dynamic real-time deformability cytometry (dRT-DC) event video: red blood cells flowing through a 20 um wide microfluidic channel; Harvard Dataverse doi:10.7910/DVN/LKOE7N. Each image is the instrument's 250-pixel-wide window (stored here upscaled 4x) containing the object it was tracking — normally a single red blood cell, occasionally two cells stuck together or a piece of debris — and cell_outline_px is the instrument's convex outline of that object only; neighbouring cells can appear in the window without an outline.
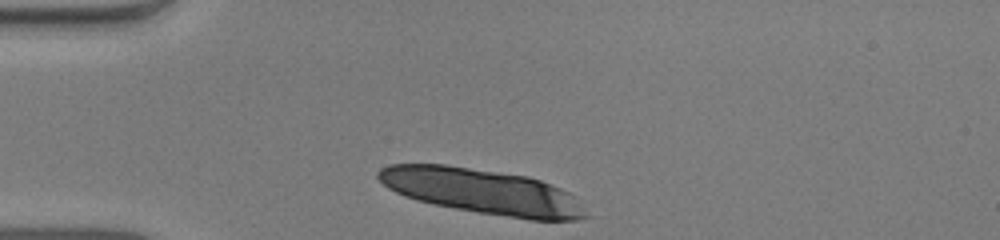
{"species": "human", "species_latin": "Homo sapiens", "temperature_condition": "warm", "stored_images_in_passage": 23, "segment_of_instrument_passage": [1, 2], "camera_frame_rate_fps": 3000, "um_per_image_px": 0.085, "donor": {"sex": "male"}, "frame": {"image": 1, "passage_image": 1, "time_ms": 0.0, "image_size_px": [1000, 240], "cell_outline_px": [[592, 216], [576, 220], [528, 220], [476, 212], [432, 204], [416, 200], [404, 196], [388, 188], [376, 176], [376, 172], [380, 168], [388, 164], [444, 164], [528, 176], [540, 180], [560, 188], [568, 192]], "centroid_in_image_um": [40.98, 16.28], "position_along_channel_um": 44.0, "area_um2": 54.85}}